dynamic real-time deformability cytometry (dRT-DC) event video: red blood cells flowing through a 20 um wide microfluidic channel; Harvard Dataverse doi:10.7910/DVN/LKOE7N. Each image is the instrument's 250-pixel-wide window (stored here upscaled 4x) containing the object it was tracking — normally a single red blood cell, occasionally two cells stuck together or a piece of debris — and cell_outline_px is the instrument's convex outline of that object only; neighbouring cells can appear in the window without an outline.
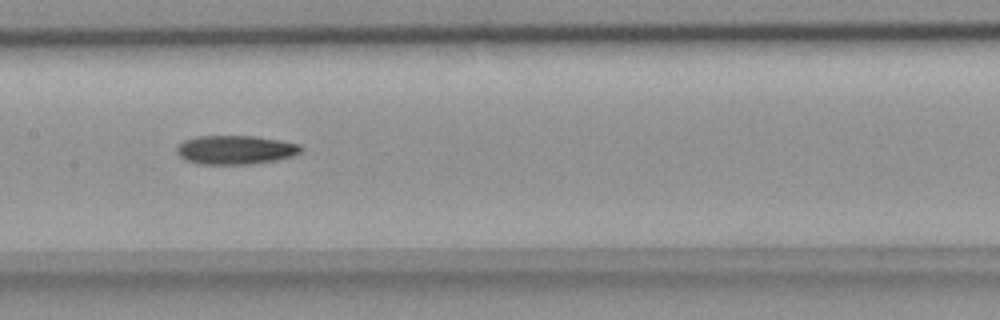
{"species": "common noctule bat (a hibernating species)", "species_latin": "Nyctalus noctula", "temperature_condition": "room temperature", "stored_images_in_passage": 7, "camera_frame_rate_fps": 3000, "um_per_image_px": 0.085, "animal": {"sex": "female", "body_mass_g": 18.4}, "frame": {"image": 1, "passage_image": 5, "time_ms": 1.333, "image_size_px": [1000, 320], "cell_outline_px": [[304, 148], [300, 152], [292, 156], [276, 160], [244, 164], [200, 164], [188, 160], [180, 156], [176, 152], [176, 148], [184, 140], [196, 136], [256, 136], [280, 140], [300, 144]], "centroid_in_image_um": [20.03, 12.72], "position_along_channel_um": 187.4, "area_um2": 20.81}}
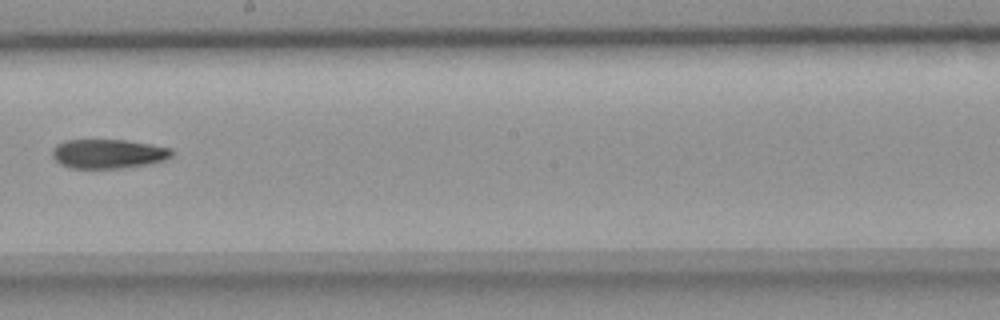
{"frame": {"image": 2, "passage_image": 6, "time_ms": 1.667, "image_size_px": [1000, 320], "cell_outline_px": [[172, 156], [164, 160], [148, 164], [124, 168], [68, 168], [60, 164], [52, 156], [52, 148], [56, 144], [64, 140], [124, 140], [152, 144], [172, 148]], "centroid_in_image_um": [9.18, 13.07], "position_along_channel_um": 239.0, "area_um2": 20.52}}
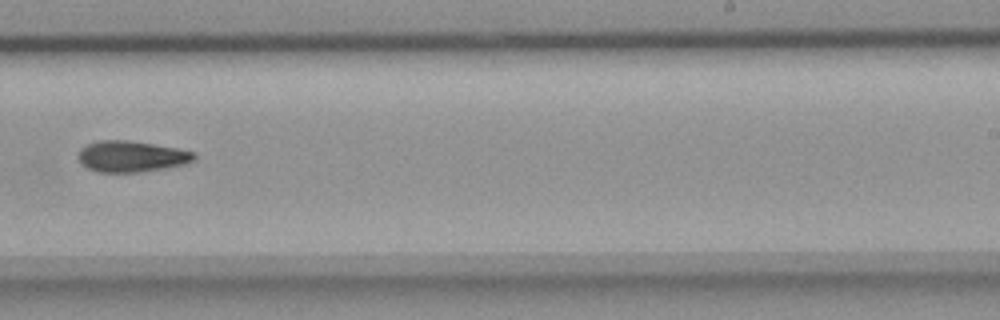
{"frame": {"image": 3, "passage_image": 7, "time_ms": 2.0, "image_size_px": [1000, 320], "cell_outline_px": [[196, 160], [184, 164], [164, 168], [140, 172], [96, 172], [88, 168], [80, 160], [80, 148], [88, 144], [100, 140], [124, 140], [152, 144], [176, 148], [196, 152]], "centroid_in_image_um": [11.21, 13.3], "position_along_channel_um": 277.8, "area_um2": 20.75}}